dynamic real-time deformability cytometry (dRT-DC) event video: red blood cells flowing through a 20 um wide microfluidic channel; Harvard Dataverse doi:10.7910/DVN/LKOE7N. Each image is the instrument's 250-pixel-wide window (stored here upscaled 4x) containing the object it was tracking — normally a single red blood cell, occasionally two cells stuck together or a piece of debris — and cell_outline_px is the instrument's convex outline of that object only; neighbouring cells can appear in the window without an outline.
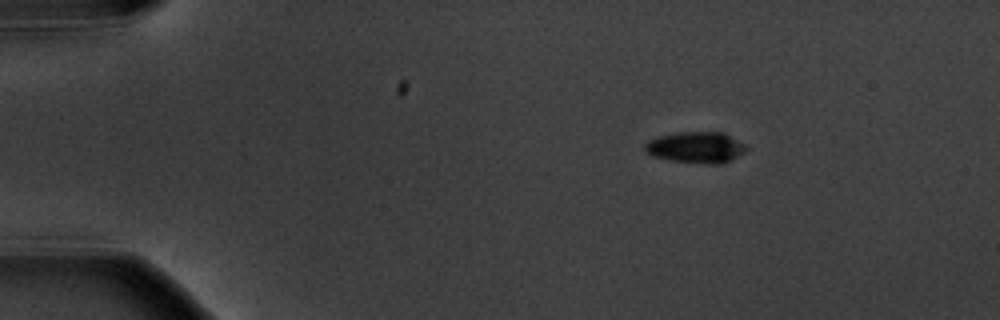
{"species": "common noctule bat (a hibernating species)", "species_latin": "Nyctalus noctula", "temperature_condition": "warm", "stored_images_in_passage": 5, "camera_frame_rate_fps": 3000, "um_per_image_px": 0.085, "animal": {"sex": "male", "body_mass_g": 20.1, "forearm_length_mm": 53.5}, "frame": {"image": 1, "passage_image": 2, "time_ms": 1.333, "image_size_px": [1000, 320], "cell_outline_px": [[748, 148], [744, 152], [732, 160], [720, 164], [708, 164], [668, 160], [652, 156], [644, 148], [644, 144], [648, 140], [660, 136], [680, 132], [724, 132], [744, 144]], "centroid_in_image_um": [59.16, 12.53], "position_along_channel_um": 25.8, "area_um2": 18.44}}